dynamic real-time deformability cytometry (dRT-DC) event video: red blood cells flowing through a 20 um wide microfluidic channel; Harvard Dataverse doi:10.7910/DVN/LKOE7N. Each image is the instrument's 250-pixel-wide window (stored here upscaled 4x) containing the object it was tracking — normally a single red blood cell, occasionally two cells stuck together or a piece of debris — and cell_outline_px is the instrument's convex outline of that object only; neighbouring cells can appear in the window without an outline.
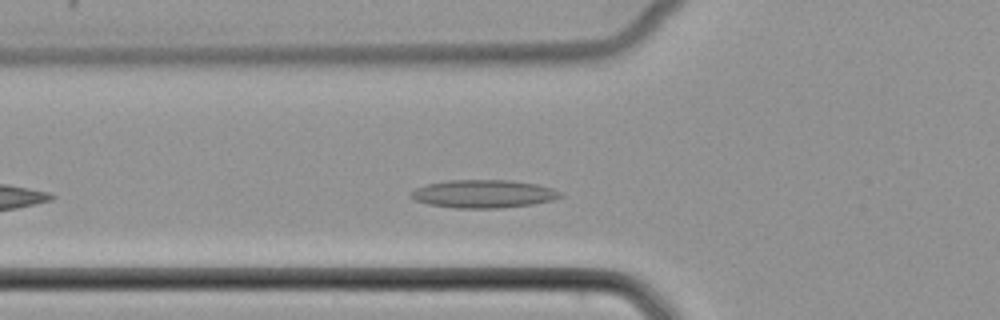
{"species": "common noctule bat (a hibernating species)", "species_latin": "Nyctalus noctula", "temperature_condition": "cold", "stored_images_in_passage": 40, "camera_frame_rate_fps": 3000, "um_per_image_px": 0.085, "animal": {"sex": "female", "body_mass_g": 22.7, "forearm_length_mm": 54.2}, "frame": {"image": 1, "passage_image": 7, "time_ms": 2.0, "image_size_px": [1000, 320], "cell_outline_px": [[564, 196], [552, 200], [532, 204], [500, 208], [456, 208], [428, 204], [416, 200], [408, 196], [416, 188], [428, 184], [448, 180], [508, 180], [536, 184], [552, 188], [564, 192]], "centroid_in_image_um": [41.13, 16.48], "position_along_channel_um": 84.7, "area_um2": 24.39}}
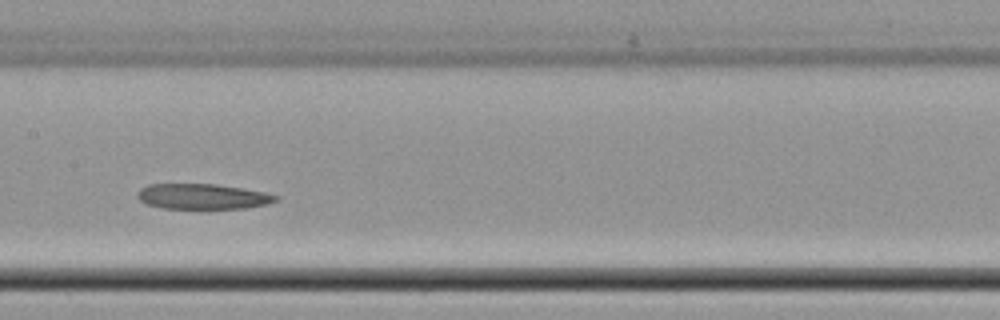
{"frame": {"image": 2, "passage_image": 15, "time_ms": 4.667, "image_size_px": [1000, 320], "cell_outline_px": [[280, 200], [268, 204], [244, 208], [160, 208], [148, 204], [140, 200], [136, 196], [136, 192], [140, 188], [148, 184], [216, 184], [264, 192], [280, 196]], "centroid_in_image_um": [17.22, 16.7], "position_along_channel_um": 190.2, "area_um2": 20.46}}
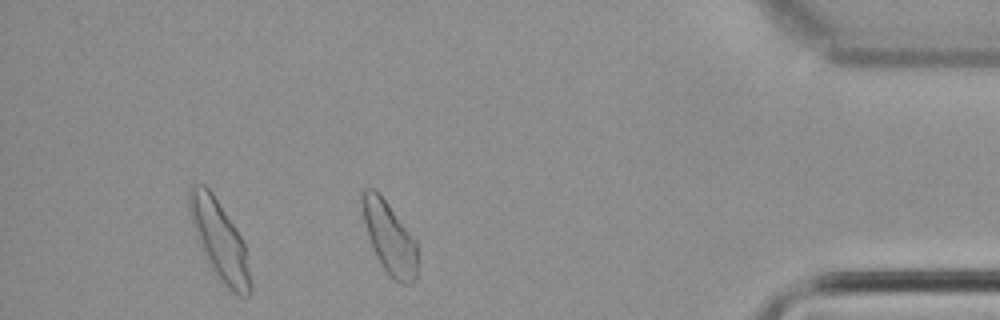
{"frame": {"image": 3, "passage_image": 34, "time_ms": 11.0, "image_size_px": [1000, 320], "cell_outline_px": [[416, 276], [412, 284], [400, 284], [384, 268], [376, 256], [368, 236], [360, 204], [360, 196], [364, 188], [376, 188], [380, 192], [416, 240]], "centroid_in_image_um": [33.07, 20.13], "position_along_channel_um": 402.1, "area_um2": 23.18}}